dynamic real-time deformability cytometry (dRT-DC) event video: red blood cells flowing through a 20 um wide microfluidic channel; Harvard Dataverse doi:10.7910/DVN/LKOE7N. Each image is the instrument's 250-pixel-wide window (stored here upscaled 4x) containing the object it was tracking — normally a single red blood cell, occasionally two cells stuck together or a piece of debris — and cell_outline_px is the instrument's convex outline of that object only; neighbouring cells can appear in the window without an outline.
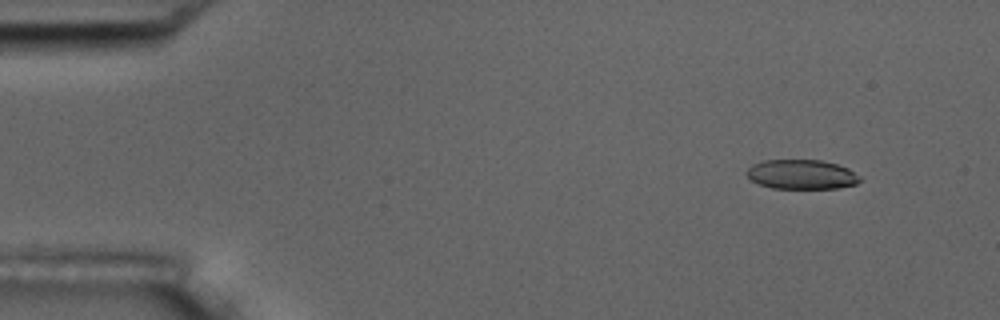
{"species": "common noctule bat (a hibernating species)", "species_latin": "Nyctalus noctula", "temperature_condition": "room temperature", "stored_images_in_passage": 5, "camera_frame_rate_fps": 3000, "um_per_image_px": 0.085, "animal": {"sex": "male", "body_mass_g": 17.5, "forearm_length_mm": 52.3}, "frame": {"image": 1, "passage_image": 2, "time_ms": 1.0, "image_size_px": [1000, 320], "cell_outline_px": [[860, 180], [856, 184], [836, 188], [772, 188], [760, 184], [752, 180], [744, 172], [752, 164], [764, 160], [820, 160], [836, 164], [848, 168], [860, 176]], "centroid_in_image_um": [68.12, 14.82], "position_along_channel_um": 16.9, "area_um2": 19.36}}
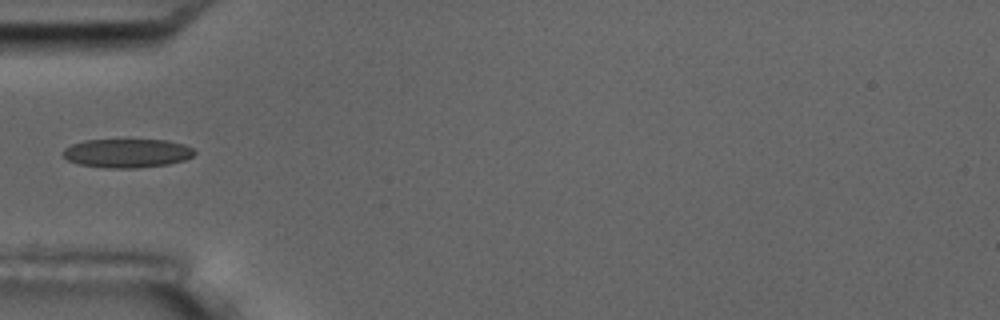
{"frame": {"image": 2, "passage_image": 5, "time_ms": 5.333, "image_size_px": [1000, 320], "cell_outline_px": [[196, 152], [192, 156], [184, 160], [168, 164], [136, 168], [108, 168], [80, 164], [68, 160], [60, 152], [64, 148], [72, 144], [84, 140], [168, 140], [184, 144], [192, 148]], "centroid_in_image_um": [10.79, 13.01], "position_along_channel_um": 74.2, "area_um2": 22.08}}